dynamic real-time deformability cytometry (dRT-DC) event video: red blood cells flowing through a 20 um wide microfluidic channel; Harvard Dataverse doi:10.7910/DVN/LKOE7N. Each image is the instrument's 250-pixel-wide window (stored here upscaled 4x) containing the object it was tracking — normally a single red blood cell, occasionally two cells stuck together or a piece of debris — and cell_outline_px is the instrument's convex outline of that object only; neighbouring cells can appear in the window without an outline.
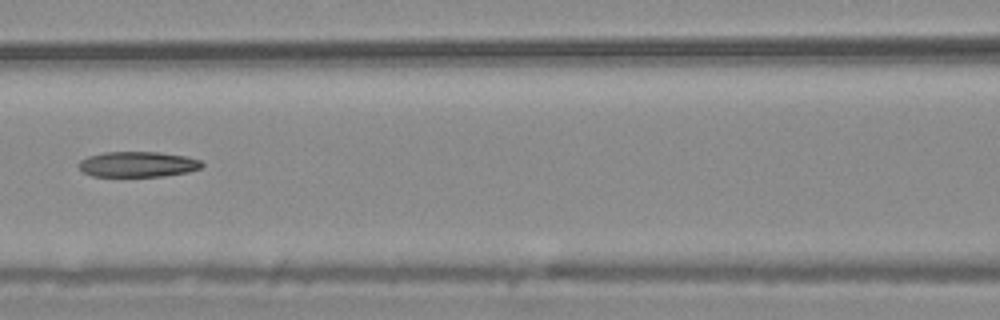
{"species": "common noctule bat (a hibernating species)", "species_latin": "Nyctalus noctula", "temperature_condition": "warm", "stored_images_in_passage": 10, "camera_frame_rate_fps": 3000, "um_per_image_px": 0.085, "animal": {"sex": "male", "body_mass_g": 20.4}, "frame": {"image": 1, "passage_image": 7, "time_ms": 2.0, "image_size_px": [1000, 320], "cell_outline_px": [[204, 164], [200, 168], [188, 172], [164, 176], [92, 176], [84, 172], [76, 164], [80, 160], [88, 156], [104, 152], [160, 152], [188, 156], [200, 160]], "centroid_in_image_um": [11.72, 13.96], "position_along_channel_um": 154.9, "area_um2": 18.38}}
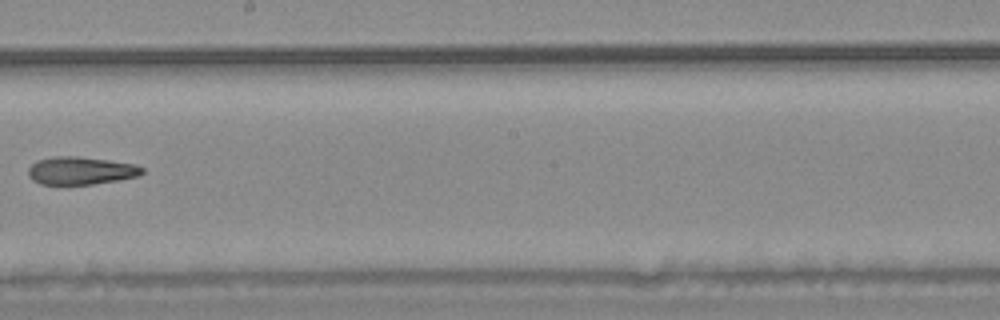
{"frame": {"image": 2, "passage_image": 9, "time_ms": 2.667, "image_size_px": [1000, 320], "cell_outline_px": [[144, 172], [140, 176], [120, 180], [92, 184], [40, 184], [32, 180], [28, 176], [28, 168], [36, 160], [56, 156], [76, 156], [108, 160], [136, 164], [144, 168]], "centroid_in_image_um": [6.88, 14.5], "position_along_channel_um": 241.3, "area_um2": 18.61}}